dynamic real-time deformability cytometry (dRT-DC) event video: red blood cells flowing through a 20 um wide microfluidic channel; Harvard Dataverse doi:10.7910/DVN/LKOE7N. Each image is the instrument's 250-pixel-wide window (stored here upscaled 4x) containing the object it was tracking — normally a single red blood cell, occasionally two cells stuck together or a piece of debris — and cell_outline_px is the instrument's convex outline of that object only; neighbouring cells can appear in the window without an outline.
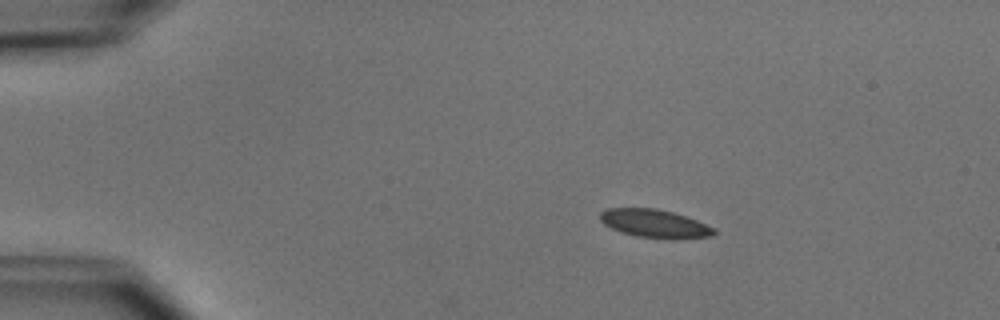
{"species": "common noctule bat (a hibernating species)", "species_latin": "Nyctalus noctula", "temperature_condition": "cold", "stored_images_in_passage": 3, "camera_frame_rate_fps": 3000, "um_per_image_px": 0.085, "animal": {"sex": "male", "body_mass_g": 15.6}, "frame": {"image": 1, "passage_image": 2, "time_ms": 1.333, "image_size_px": [1000, 320], "cell_outline_px": [[716, 232], [712, 236], [672, 240], [636, 236], [612, 228], [604, 224], [600, 220], [600, 212], [608, 208], [656, 208], [672, 212], [696, 220], [716, 228]], "centroid_in_image_um": [55.68, 19.01], "position_along_channel_um": 29.3, "area_um2": 18.79}}